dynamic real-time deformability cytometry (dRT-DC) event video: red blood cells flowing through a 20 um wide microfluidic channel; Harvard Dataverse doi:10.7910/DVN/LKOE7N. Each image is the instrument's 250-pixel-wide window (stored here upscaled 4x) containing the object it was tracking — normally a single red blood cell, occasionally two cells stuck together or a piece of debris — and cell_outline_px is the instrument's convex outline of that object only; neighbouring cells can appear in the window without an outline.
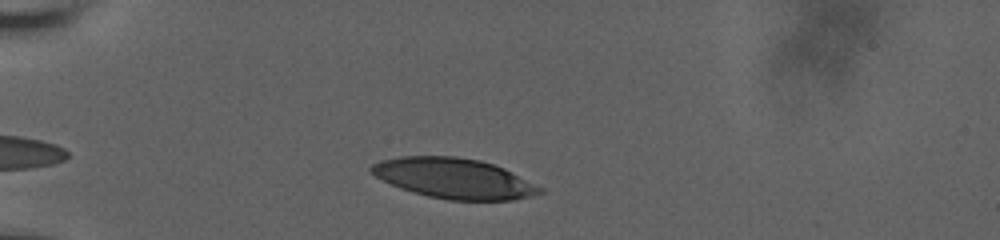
{"species": "human", "species_latin": "Homo sapiens", "temperature_condition": "room temperature", "stored_images_in_passage": 30, "camera_frame_rate_fps": 3000, "um_per_image_px": 0.085, "donor": {"sex": "male"}, "frame": {"image": 1, "passage_image": 3, "time_ms": 0.333, "image_size_px": [1000, 240], "cell_outline_px": [[544, 192], [512, 200], [452, 200], [428, 196], [392, 184], [376, 176], [368, 168], [372, 164], [380, 160], [400, 156], [456, 156], [480, 160], [504, 168], [544, 188]], "centroid_in_image_um": [38.61, 15.14], "position_along_channel_um": 46.4, "area_um2": 39.13}}
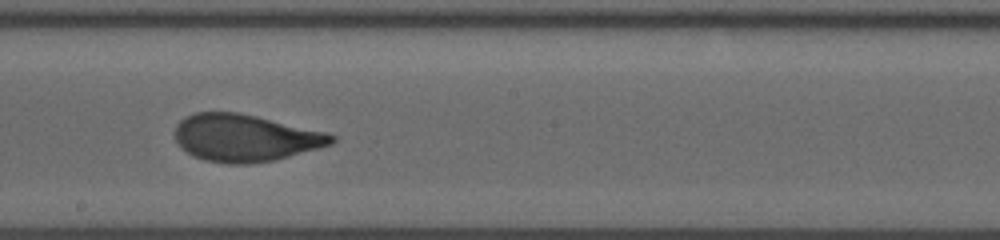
{"frame": {"image": 2, "passage_image": 18, "time_ms": 6.333, "image_size_px": [1000, 240], "cell_outline_px": [[336, 140], [332, 144], [288, 156], [272, 160], [252, 164], [228, 164], [204, 160], [192, 156], [180, 148], [176, 140], [176, 124], [180, 120], [196, 112], [236, 112], [256, 116], [324, 132], [336, 136]], "centroid_in_image_um": [20.79, 11.73], "position_along_channel_um": 227.4, "area_um2": 42.71}}
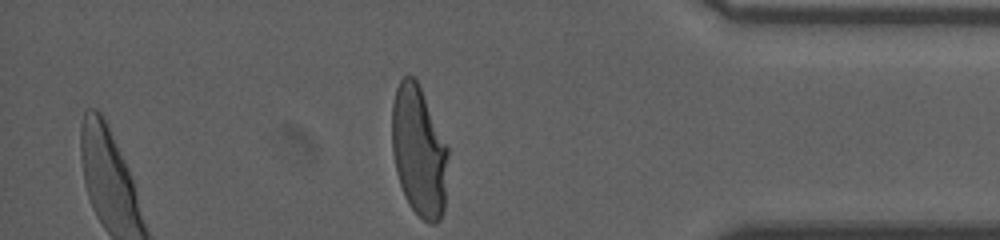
{"frame": {"image": 3, "passage_image": 30, "time_ms": 11.667, "image_size_px": [1000, 240], "cell_outline_px": [[448, 152], [444, 208], [440, 220], [436, 224], [428, 224], [408, 204], [404, 196], [396, 172], [392, 152], [392, 104], [396, 88], [400, 80], [408, 72], [416, 80], [448, 144]], "centroid_in_image_um": [35.6, 12.85], "position_along_channel_um": 399.6, "area_um2": 42.89}, "authors_computed_cell_mechanics": {"area_um2": 42.9165, "velocity_mm_per_s": 3.6596, "shape_relaxation_time_tau1_ms": 4.9824, "shape_relaxation_time_tau2_ms": 0.8889, "deformation_change_tau1": 0.2235, "deformation_change_tau2": 0.0731}}